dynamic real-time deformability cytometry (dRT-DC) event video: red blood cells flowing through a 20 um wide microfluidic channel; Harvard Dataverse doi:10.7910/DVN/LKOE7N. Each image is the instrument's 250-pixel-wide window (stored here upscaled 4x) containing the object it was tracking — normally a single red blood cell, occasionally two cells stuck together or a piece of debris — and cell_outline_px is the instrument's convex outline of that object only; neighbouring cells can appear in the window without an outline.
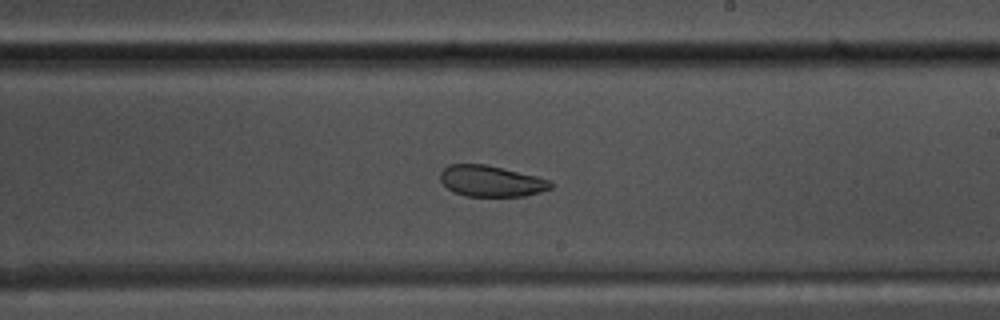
{"species": "common noctule bat (a hibernating species)", "species_latin": "Nyctalus noctula", "temperature_condition": "warm", "stored_images_in_passage": 53, "camera_frame_rate_fps": 3000, "um_per_image_px": 0.085, "animal": {"sex": "male", "body_mass_g": 17.5, "forearm_length_mm": 52.3}, "frame": {"image": 1, "passage_image": 31, "time_ms": 10.0, "image_size_px": [1000, 320], "cell_outline_px": [[556, 184], [552, 188], [540, 192], [524, 196], [468, 196], [452, 192], [440, 180], [440, 172], [448, 164], [484, 164], [536, 176], [548, 180]], "centroid_in_image_um": [41.74, 15.4], "position_along_channel_um": 247.3, "area_um2": 19.94}}
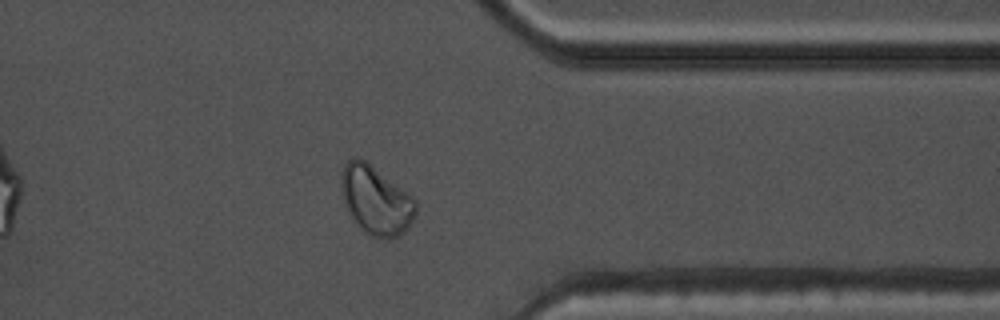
{"frame": {"image": 2, "passage_image": 42, "time_ms": 13.667, "image_size_px": [1000, 320], "cell_outline_px": [[416, 212], [408, 228], [404, 232], [388, 240], [372, 236], [364, 232], [352, 220], [344, 200], [340, 188], [340, 176], [344, 164], [348, 160], [356, 156], [360, 156], [408, 192], [416, 200]], "centroid_in_image_um": [31.93, 17.01], "position_along_channel_um": 379.5, "area_um2": 30.11}}
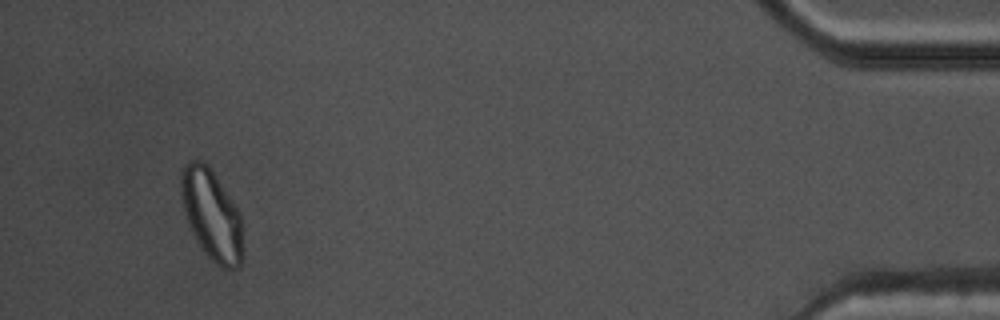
{"frame": {"image": 3, "passage_image": 50, "time_ms": 16.333, "image_size_px": [1000, 320], "cell_outline_px": [[244, 252], [240, 264], [236, 268], [224, 268], [216, 264], [204, 252], [184, 212], [180, 184], [180, 176], [184, 164], [188, 160], [204, 160], [208, 164], [240, 212], [244, 248]], "centroid_in_image_um": [18.02, 18.23], "position_along_channel_um": 417.2, "area_um2": 32.48}, "authors_computed_cell_mechanics": {"area_um2": 24.9118, "velocity_mm_per_s": 3.8015, "shape_relaxation_time_tau1_ms": null, "shape_relaxation_time_tau2_ms": 1.8493, "deformation_change_tau1": null, "deformation_change_tau2": 0.0571}}